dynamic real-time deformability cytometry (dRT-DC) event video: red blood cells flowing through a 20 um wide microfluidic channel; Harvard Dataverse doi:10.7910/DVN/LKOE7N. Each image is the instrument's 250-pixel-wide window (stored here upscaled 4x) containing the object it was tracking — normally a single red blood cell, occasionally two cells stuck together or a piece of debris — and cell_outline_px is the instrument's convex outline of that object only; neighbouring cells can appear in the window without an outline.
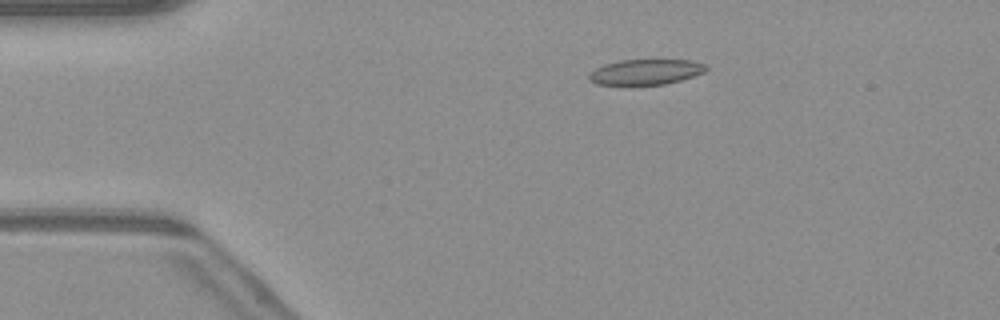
{"species": "common noctule bat (a hibernating species)", "species_latin": "Nyctalus noctula", "temperature_condition": "warm", "stored_images_in_passage": 51, "camera_frame_rate_fps": 3000, "um_per_image_px": 0.085, "animal": {"sex": "male", "body_mass_g": 23.1, "forearm_length_mm": 52.7}, "frame": {"image": 1, "passage_image": 10, "time_ms": 3.0, "image_size_px": [1000, 320], "cell_outline_px": [[708, 68], [704, 72], [680, 80], [664, 84], [632, 88], [596, 84], [588, 80], [588, 76], [596, 68], [604, 64], [620, 60], [692, 60], [708, 64]], "centroid_in_image_um": [54.84, 6.16], "position_along_channel_um": 30.2, "area_um2": 18.15}}
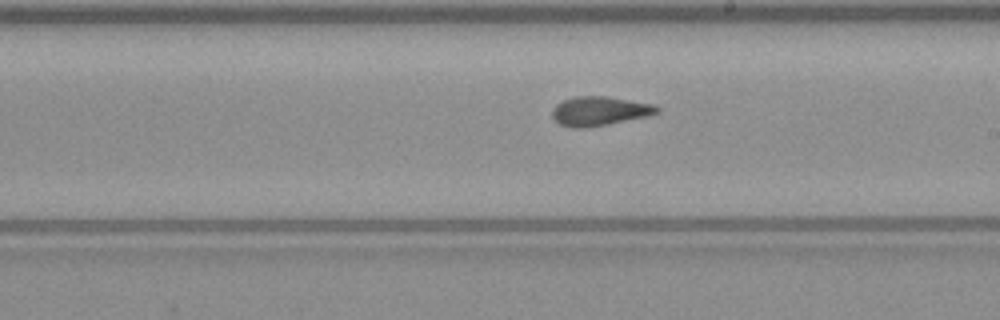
{"frame": {"image": 2, "passage_image": 29, "time_ms": 9.333, "image_size_px": [1000, 320], "cell_outline_px": [[660, 112], [648, 116], [608, 124], [584, 128], [572, 128], [560, 124], [552, 116], [552, 108], [556, 104], [564, 100], [576, 96], [608, 96], [656, 104], [660, 108]], "centroid_in_image_um": [51.0, 9.43], "position_along_channel_um": 238.0, "area_um2": 17.98}}
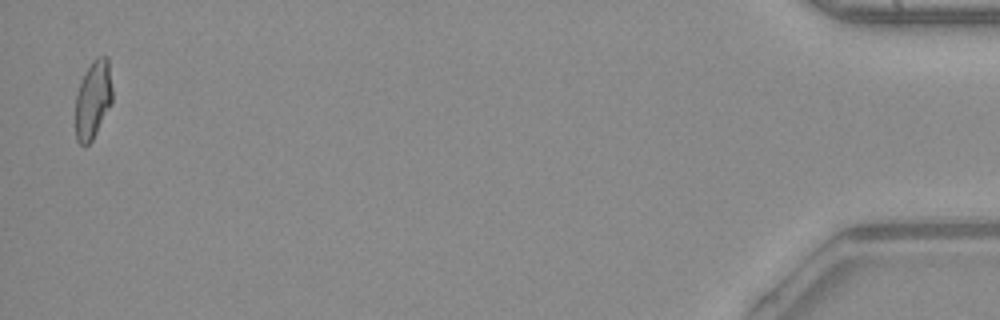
{"frame": {"image": 3, "passage_image": 50, "time_ms": 16.333, "image_size_px": [1000, 320], "cell_outline_px": [[112, 104], [92, 140], [84, 148], [76, 140], [76, 96], [84, 72], [92, 60], [96, 56], [108, 56], [112, 88]], "centroid_in_image_um": [7.92, 8.45], "position_along_channel_um": 427.3, "area_um2": 16.99}, "authors_computed_cell_mechanics": {"area_um2": 17.4556, "velocity_mm_per_s": 4.1131, "shape_relaxation_time_tau1_ms": null, "shape_relaxation_time_tau2_ms": 1.8614, "deformation_change_tau1": null, "deformation_change_tau2": 0.0992}}